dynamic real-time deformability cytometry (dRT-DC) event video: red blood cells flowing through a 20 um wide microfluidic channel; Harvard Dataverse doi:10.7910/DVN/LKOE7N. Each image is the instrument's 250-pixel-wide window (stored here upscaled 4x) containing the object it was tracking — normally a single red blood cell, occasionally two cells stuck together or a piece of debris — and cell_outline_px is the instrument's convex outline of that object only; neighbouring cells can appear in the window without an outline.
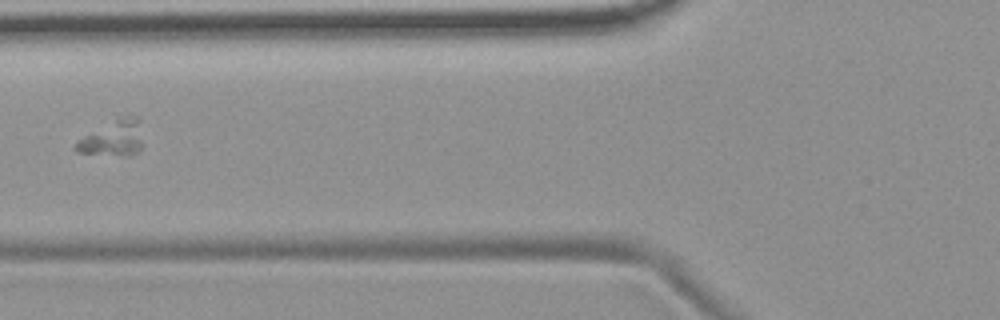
{"species": "common noctule bat (a hibernating species)", "species_latin": "Nyctalus noctula", "temperature_condition": "room temperature", "stored_images_in_passage": 5, "camera_frame_rate_fps": 3000, "um_per_image_px": 0.085, "animal": {"sex": "female", "body_mass_g": 19.9}, "frame": {"image": 1, "passage_image": 5, "time_ms": 4.667, "image_size_px": [1000, 320], "cell_outline_px": [[140, 148], [136, 152], [128, 156], [76, 152], [72, 148], [76, 140], [116, 120], [128, 116], [136, 116], [140, 120]], "centroid_in_image_um": [9.57, 11.78], "position_along_channel_um": 116.2, "area_um2": 13.35}}